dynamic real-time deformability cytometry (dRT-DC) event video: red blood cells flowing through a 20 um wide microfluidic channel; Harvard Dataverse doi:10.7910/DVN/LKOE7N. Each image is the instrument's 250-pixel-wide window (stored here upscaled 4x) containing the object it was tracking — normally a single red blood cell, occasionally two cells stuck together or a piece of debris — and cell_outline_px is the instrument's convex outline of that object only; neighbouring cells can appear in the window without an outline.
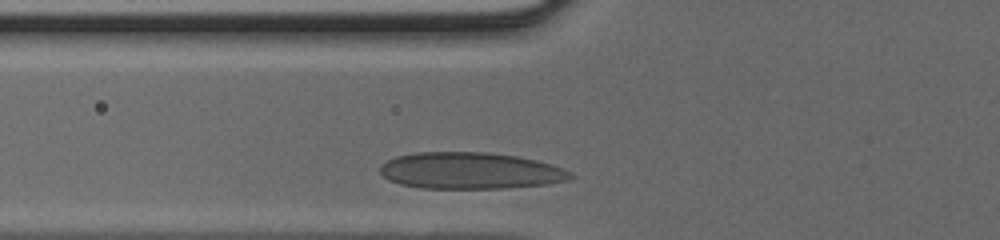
{"species": "human", "species_latin": "Homo sapiens", "temperature_condition": "cold", "stored_images_in_passage": 22, "camera_frame_rate_fps": 3000, "um_per_image_px": 0.085, "donor": {"sex": "male"}, "frame": {"image": 1, "passage_image": 2, "time_ms": 0.333, "image_size_px": [1000, 240], "cell_outline_px": [[576, 176], [568, 180], [544, 184], [508, 188], [420, 188], [400, 184], [388, 180], [380, 172], [380, 164], [396, 156], [416, 152], [484, 152], [516, 156], [536, 160], [552, 164], [564, 168], [572, 172]], "centroid_in_image_um": [39.98, 14.51], "position_along_channel_um": 85.8, "area_um2": 40.75}}
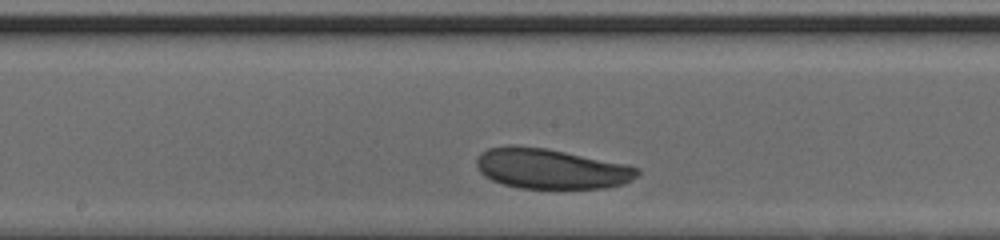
{"frame": {"image": 2, "passage_image": 10, "time_ms": 3.0, "image_size_px": [1000, 240], "cell_outline_px": [[640, 172], [632, 180], [624, 184], [608, 188], [520, 188], [504, 184], [492, 180], [484, 176], [480, 172], [476, 164], [476, 160], [480, 152], [488, 148], [508, 144], [548, 148], [628, 164], [640, 168]], "centroid_in_image_um": [46.85, 14.32], "position_along_channel_um": 201.4, "area_um2": 38.15}}
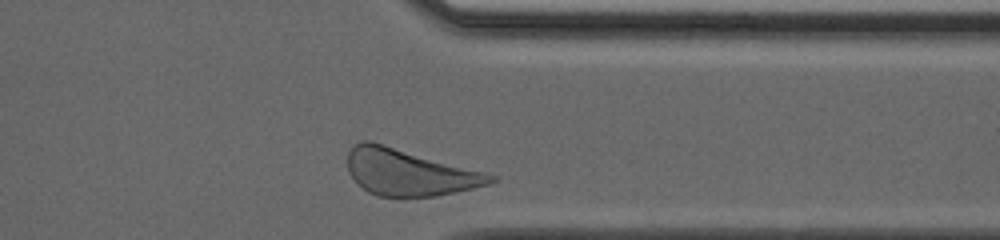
{"frame": {"image": 3, "passage_image": 22, "time_ms": 7.0, "image_size_px": [1000, 240], "cell_outline_px": [[496, 180], [488, 184], [472, 188], [436, 196], [376, 196], [368, 192], [356, 184], [348, 172], [348, 152], [352, 144], [360, 140], [372, 140], [488, 172], [496, 176]], "centroid_in_image_um": [34.74, 14.61], "position_along_channel_um": 376.7, "area_um2": 39.3}}